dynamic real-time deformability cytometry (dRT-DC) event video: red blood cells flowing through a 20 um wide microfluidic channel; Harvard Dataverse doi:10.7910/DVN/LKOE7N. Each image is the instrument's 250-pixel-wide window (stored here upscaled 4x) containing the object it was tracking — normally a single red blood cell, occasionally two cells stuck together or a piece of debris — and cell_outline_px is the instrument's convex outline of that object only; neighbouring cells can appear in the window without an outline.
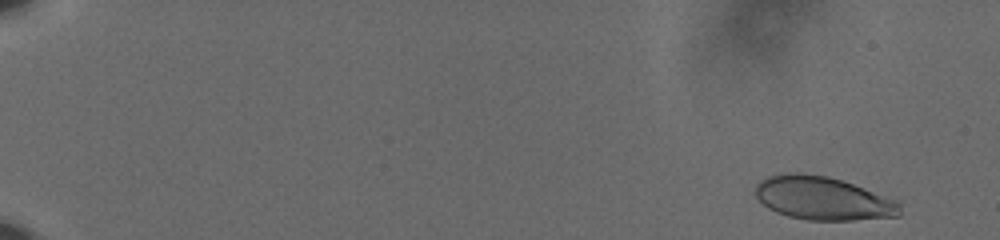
{"species": "human", "species_latin": "Homo sapiens", "temperature_condition": "cold", "stored_images_in_passage": 59, "camera_frame_rate_fps": 3000, "um_per_image_px": 0.085, "donor": {"sex": "male"}, "frame": {"image": 1, "passage_image": 4, "time_ms": 1.0, "image_size_px": [1000, 240], "cell_outline_px": [[900, 216], [852, 220], [808, 220], [788, 216], [776, 212], [768, 208], [756, 196], [756, 184], [760, 180], [768, 176], [784, 172], [800, 172], [828, 176], [900, 200]], "centroid_in_image_um": [69.95, 16.85], "position_along_channel_um": 15.0, "area_um2": 36.7}}
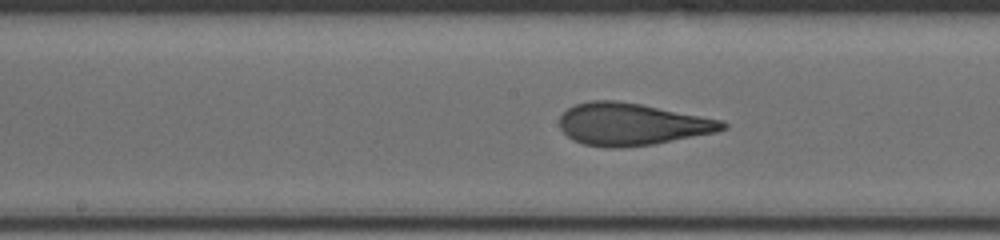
{"frame": {"image": 2, "passage_image": 34, "time_ms": 11.0, "image_size_px": [1000, 240], "cell_outline_px": [[728, 128], [716, 132], [652, 144], [620, 148], [604, 148], [584, 144], [572, 140], [560, 128], [560, 116], [568, 108], [576, 104], [592, 100], [616, 100], [640, 104], [724, 120], [728, 124]], "centroid_in_image_um": [53.71, 10.56], "position_along_channel_um": 194.5, "area_um2": 40.06}}
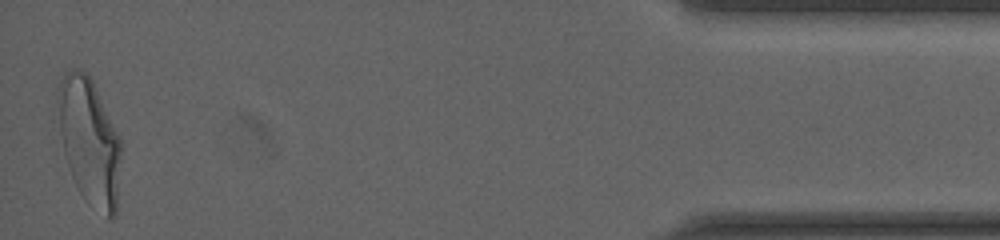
{"frame": {"image": 3, "passage_image": 59, "time_ms": 19.333, "image_size_px": [1000, 240], "cell_outline_px": [[120, 160], [116, 216], [112, 220], [108, 220], [88, 204], [84, 200], [72, 176], [64, 152], [60, 132], [56, 88], [64, 72], [72, 68], [80, 68], [88, 72], [120, 136]], "centroid_in_image_um": [7.6, 12.0], "position_along_channel_um": 427.6, "area_um2": 46.93}, "authors_computed_cell_mechanics": {"area_um2": 38.9572, "velocity_mm_per_s": 3.6253, "shape_relaxation_time_tau1_ms": 6.9568, "shape_relaxation_time_tau2_ms": 0.8702, "deformation_change_tau1": 0.2416, "deformation_change_tau2": 0.0797}}